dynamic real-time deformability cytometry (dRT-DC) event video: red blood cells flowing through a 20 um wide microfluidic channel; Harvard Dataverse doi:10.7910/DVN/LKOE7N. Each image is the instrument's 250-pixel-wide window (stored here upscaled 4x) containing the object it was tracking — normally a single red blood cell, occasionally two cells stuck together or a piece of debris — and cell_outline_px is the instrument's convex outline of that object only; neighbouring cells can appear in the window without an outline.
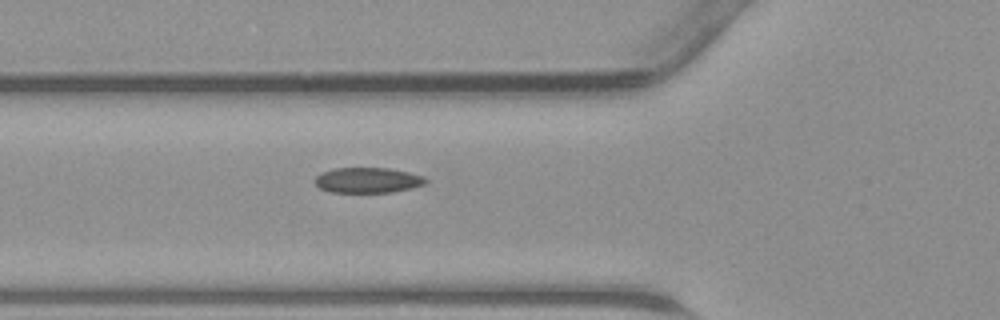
{"species": "common noctule bat (a hibernating species)", "species_latin": "Nyctalus noctula", "temperature_condition": "warm", "stored_images_in_passage": 34, "camera_frame_rate_fps": 3000, "um_per_image_px": 0.085, "animal": {"sex": "male", "body_mass_g": 23.1, "forearm_length_mm": 52.7}, "frame": {"image": 1, "passage_image": 6, "time_ms": 1.667, "image_size_px": [1000, 320], "cell_outline_px": [[428, 180], [424, 184], [412, 188], [392, 192], [328, 192], [320, 188], [312, 180], [320, 172], [336, 168], [388, 168], [408, 172], [424, 176]], "centroid_in_image_um": [31.23, 15.31], "position_along_channel_um": 94.6, "area_um2": 16.47}}
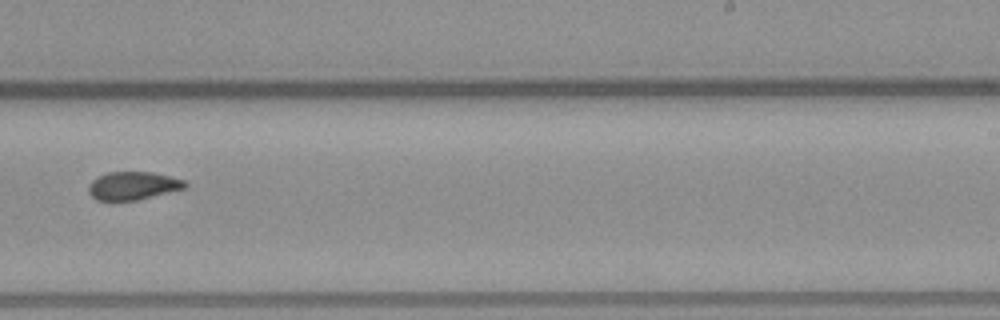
{"frame": {"image": 2, "passage_image": 18, "time_ms": 5.667, "image_size_px": [1000, 320], "cell_outline_px": [[188, 184], [184, 188], [136, 200], [96, 200], [88, 192], [88, 184], [92, 180], [108, 172], [152, 172], [184, 180]], "centroid_in_image_um": [11.27, 15.78], "position_along_channel_um": 277.7, "area_um2": 15.55}}
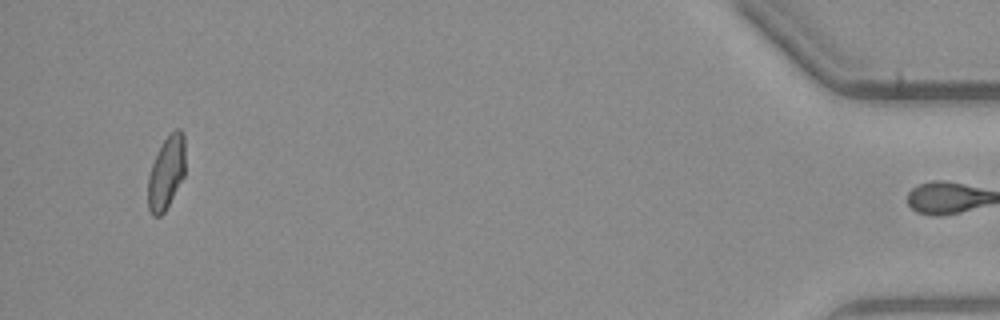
{"frame": {"image": 3, "passage_image": 33, "time_ms": 10.667, "image_size_px": [1000, 320], "cell_outline_px": [[184, 176], [164, 212], [160, 216], [152, 216], [148, 208], [148, 176], [152, 164], [164, 140], [176, 128], [180, 128], [184, 136]], "centroid_in_image_um": [14.13, 14.69], "position_along_channel_um": 421.1, "area_um2": 15.61}}